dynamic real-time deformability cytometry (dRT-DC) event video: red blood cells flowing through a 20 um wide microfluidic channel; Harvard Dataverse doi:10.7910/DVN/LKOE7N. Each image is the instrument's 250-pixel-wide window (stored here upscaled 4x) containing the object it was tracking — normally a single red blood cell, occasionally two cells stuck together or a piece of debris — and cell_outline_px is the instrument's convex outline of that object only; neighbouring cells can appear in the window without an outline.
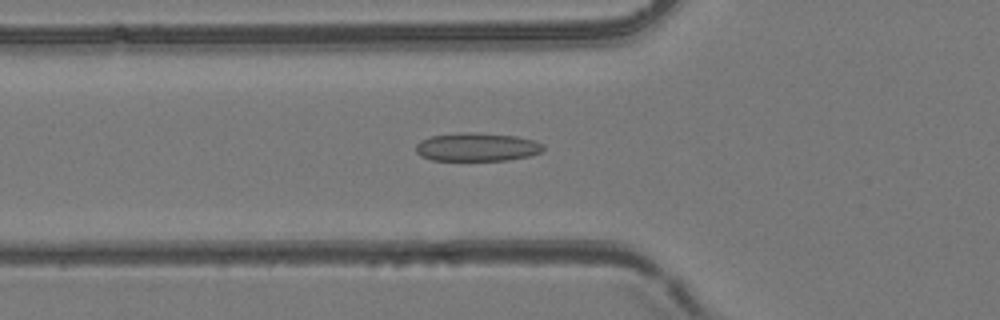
{"species": "common noctule bat (a hibernating species)", "species_latin": "Nyctalus noctula", "temperature_condition": "room temperature", "stored_images_in_passage": 41, "camera_frame_rate_fps": 3000, "um_per_image_px": 0.085, "animal": {"sex": "female", "body_mass_g": 24.6, "forearm_length_mm": 56.2}, "frame": {"image": 1, "passage_image": 7, "time_ms": 2.0, "image_size_px": [1000, 320], "cell_outline_px": [[544, 148], [540, 152], [528, 156], [508, 160], [432, 160], [420, 156], [416, 152], [416, 144], [420, 140], [432, 136], [464, 132], [476, 132], [516, 136], [536, 140], [544, 144]], "centroid_in_image_um": [40.55, 12.49], "position_along_channel_um": 85.3, "area_um2": 21.15}}
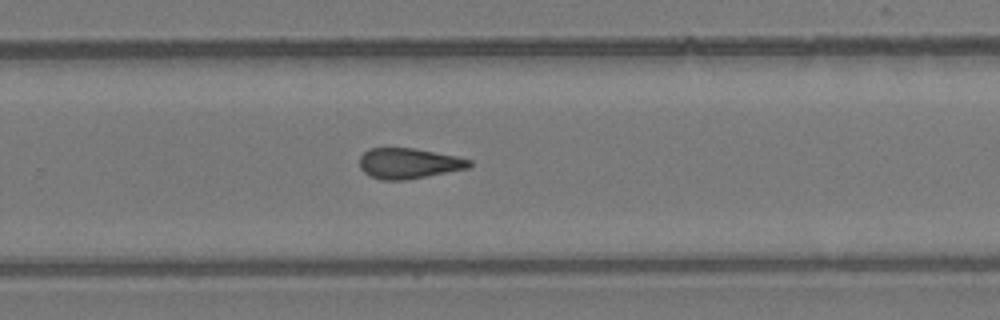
{"frame": {"image": 2, "passage_image": 23, "time_ms": 7.333, "image_size_px": [1000, 320], "cell_outline_px": [[472, 164], [468, 168], [404, 180], [380, 180], [368, 176], [360, 168], [360, 156], [364, 152], [372, 148], [412, 148], [456, 156], [472, 160]], "centroid_in_image_um": [34.71, 13.89], "position_along_channel_um": 295.1, "area_um2": 19.36}}
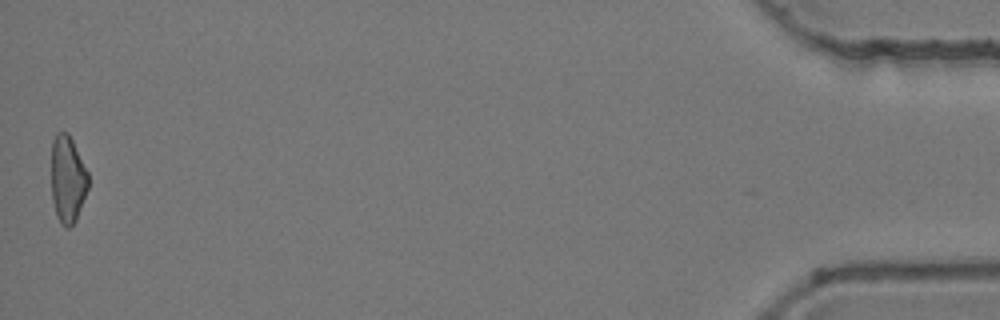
{"frame": {"image": 3, "passage_image": 41, "time_ms": 13.333, "image_size_px": [1000, 320], "cell_outline_px": [[88, 188], [76, 220], [68, 228], [64, 228], [60, 224], [56, 216], [52, 200], [52, 140], [56, 132], [68, 132], [88, 172]], "centroid_in_image_um": [5.74, 15.25], "position_along_channel_um": 429.5, "area_um2": 18.79}, "authors_computed_cell_mechanics": {"area_um2": 19.7098, "velocity_mm_per_s": 3.9206, "shape_relaxation_time_tau1_ms": null, "shape_relaxation_time_tau2_ms": 3.2138, "deformation_change_tau1": null, "deformation_change_tau2": 0.1171}}